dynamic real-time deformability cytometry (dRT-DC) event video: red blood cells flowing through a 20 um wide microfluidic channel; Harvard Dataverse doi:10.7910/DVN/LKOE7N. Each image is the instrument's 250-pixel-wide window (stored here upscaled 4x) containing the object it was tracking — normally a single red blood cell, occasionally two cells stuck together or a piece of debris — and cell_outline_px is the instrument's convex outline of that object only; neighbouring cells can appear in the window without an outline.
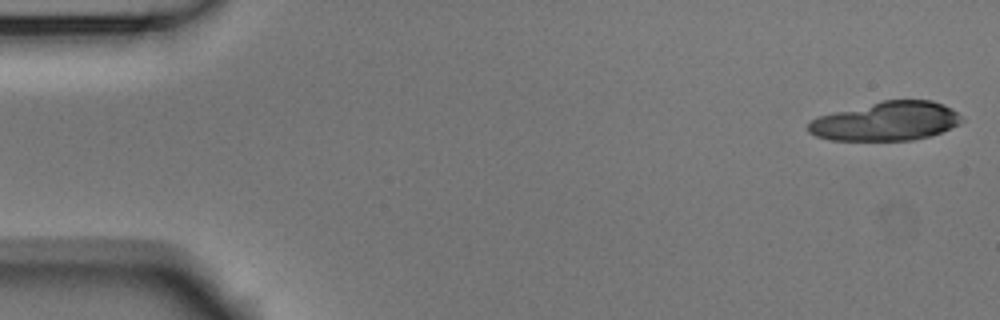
{"species": "Egyptian fruit bat (a non-hibernating species)", "species_latin": "Rousettus aegyptiacus", "temperature_condition": "room temperature", "stored_images_in_passage": 39, "camera_frame_rate_fps": 3000, "um_per_image_px": 0.085, "animal": {"sex": "male"}, "frame": {"image": 1, "passage_image": 1, "time_ms": 0.0, "image_size_px": [1000, 320], "cell_outline_px": [[964, 120], [960, 124], [940, 132], [928, 136], [912, 140], [828, 140], [816, 136], [808, 132], [808, 124], [812, 120], [820, 116], [884, 100], [932, 100], [944, 104], [956, 112]], "centroid_in_image_um": [75.35, 10.31], "position_along_channel_um": 9.7, "area_um2": 34.39}}